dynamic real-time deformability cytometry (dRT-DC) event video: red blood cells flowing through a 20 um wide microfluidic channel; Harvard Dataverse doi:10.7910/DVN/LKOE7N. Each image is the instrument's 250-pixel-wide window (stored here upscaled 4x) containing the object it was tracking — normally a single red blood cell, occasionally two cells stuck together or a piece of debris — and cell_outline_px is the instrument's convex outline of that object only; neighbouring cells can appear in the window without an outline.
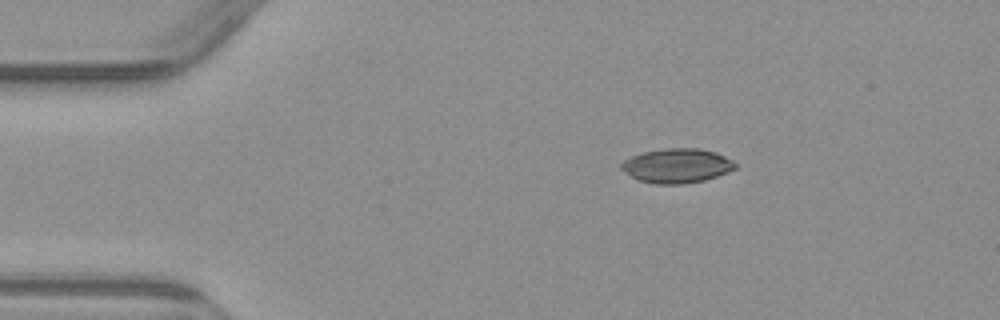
{"species": "common noctule bat (a hibernating species)", "species_latin": "Nyctalus noctula", "temperature_condition": "warm", "stored_images_in_passage": 4, "camera_frame_rate_fps": 3000, "um_per_image_px": 0.085, "animal": {"sex": "male", "body_mass_g": 23.1, "forearm_length_mm": 52.7}, "frame": {"image": 1, "passage_image": 1, "time_ms": 0.0, "image_size_px": [1000, 320], "cell_outline_px": [[736, 168], [728, 172], [704, 180], [684, 184], [652, 184], [636, 180], [620, 168], [620, 164], [624, 160], [632, 156], [644, 152], [668, 148], [696, 148], [716, 152], [732, 160], [736, 164]], "centroid_in_image_um": [57.52, 14.1], "position_along_channel_um": 27.5, "area_um2": 22.83}}
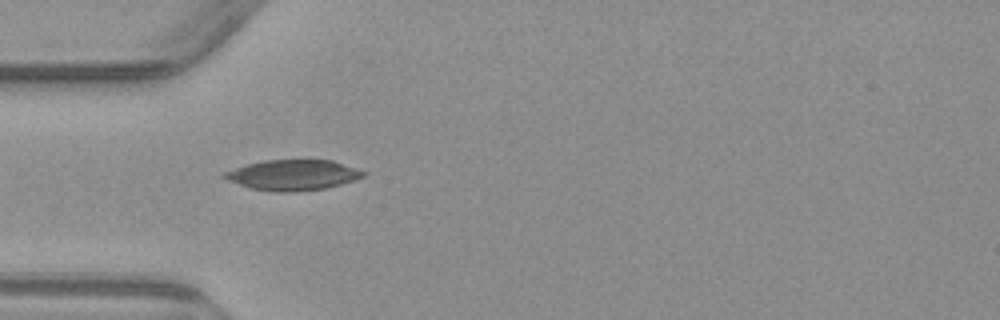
{"frame": {"image": 2, "passage_image": 3, "time_ms": 2.333, "image_size_px": [1000, 320], "cell_outline_px": [[368, 172], [364, 176], [340, 184], [324, 188], [292, 192], [276, 192], [252, 188], [228, 180], [220, 176], [224, 172], [248, 164], [264, 160], [332, 160]], "centroid_in_image_um": [24.9, 14.87], "position_along_channel_um": 60.1, "area_um2": 24.33}}
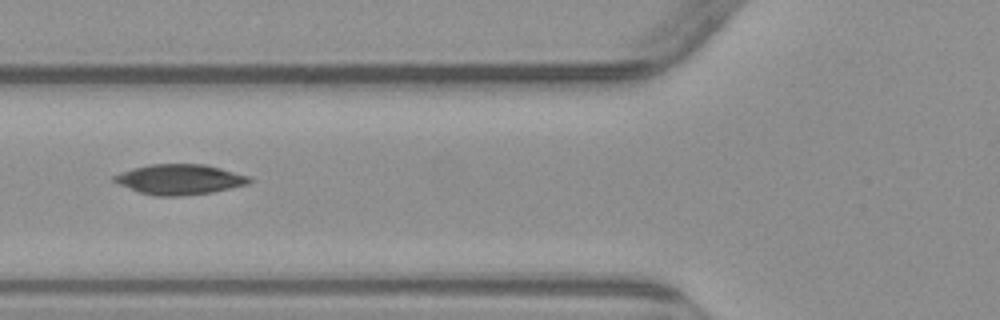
{"frame": {"image": 3, "passage_image": 4, "time_ms": 3.667, "image_size_px": [1000, 320], "cell_outline_px": [[252, 180], [248, 184], [212, 192], [180, 196], [156, 196], [140, 192], [120, 184], [112, 180], [112, 176], [132, 168], [148, 164], [204, 164], [252, 176]], "centroid_in_image_um": [15.29, 15.24], "position_along_channel_um": 110.5, "area_um2": 23.76}}